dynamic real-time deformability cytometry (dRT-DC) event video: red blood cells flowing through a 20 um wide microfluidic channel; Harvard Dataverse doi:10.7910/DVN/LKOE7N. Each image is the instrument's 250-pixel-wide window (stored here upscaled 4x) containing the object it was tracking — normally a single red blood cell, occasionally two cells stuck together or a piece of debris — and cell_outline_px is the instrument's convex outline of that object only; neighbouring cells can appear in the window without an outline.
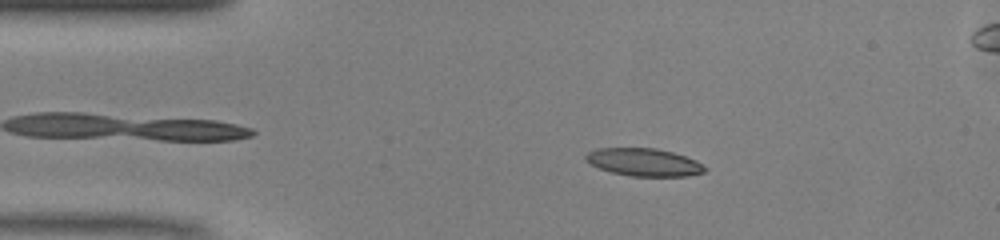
{"species": "common noctule bat (a hibernating species)", "species_latin": "Nyctalus noctula", "temperature_condition": "warm", "stored_images_in_passage": 42, "camera_frame_rate_fps": 3000, "um_per_image_px": 0.085, "animal": {"sex": "male", "body_mass_g": 13.0, "forearm_length_mm": 53.1}, "frame": {"image": 1, "passage_image": 8, "time_ms": 2.333, "image_size_px": [1000, 240], "cell_outline_px": [[708, 168], [704, 172], [688, 176], [632, 176], [612, 172], [588, 164], [584, 160], [584, 156], [588, 152], [596, 148], [656, 148], [672, 152], [696, 160]], "centroid_in_image_um": [54.71, 13.78], "position_along_channel_um": 30.3, "area_um2": 19.31}}
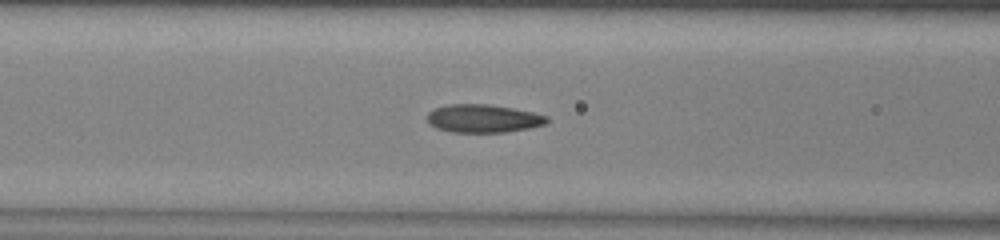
{"frame": {"image": 2, "passage_image": 18, "time_ms": 5.667, "image_size_px": [1000, 240], "cell_outline_px": [[548, 124], [528, 128], [504, 132], [452, 132], [436, 128], [428, 124], [428, 112], [432, 108], [448, 104], [488, 104], [512, 108], [532, 112], [548, 116]], "centroid_in_image_um": [41.05, 10.07], "position_along_channel_um": 125.6, "area_um2": 19.71}}
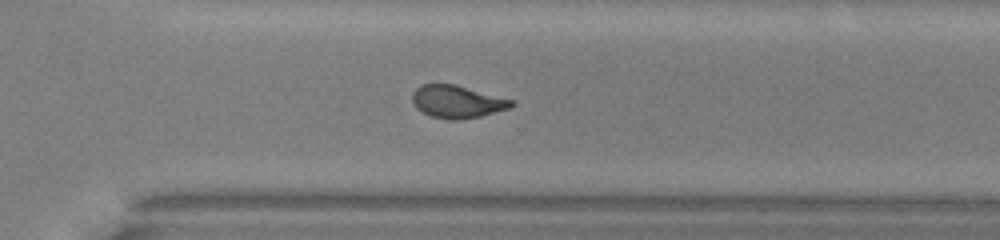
{"frame": {"image": 3, "passage_image": 33, "time_ms": 10.667, "image_size_px": [1000, 240], "cell_outline_px": [[516, 104], [508, 108], [480, 116], [460, 120], [448, 120], [432, 116], [416, 108], [412, 100], [412, 92], [420, 84], [456, 84], [516, 100]], "centroid_in_image_um": [38.88, 8.63], "position_along_channel_um": 331.7, "area_um2": 19.02}, "authors_computed_cell_mechanics": {"area_um2": 19.5653, "velocity_mm_per_s": 4.135, "shape_relaxation_time_tau1_ms": 6.4778, "shape_relaxation_time_tau2_ms": 1.5156, "deformation_change_tau1": 0.1914, "deformation_change_tau2": 0.0858}}